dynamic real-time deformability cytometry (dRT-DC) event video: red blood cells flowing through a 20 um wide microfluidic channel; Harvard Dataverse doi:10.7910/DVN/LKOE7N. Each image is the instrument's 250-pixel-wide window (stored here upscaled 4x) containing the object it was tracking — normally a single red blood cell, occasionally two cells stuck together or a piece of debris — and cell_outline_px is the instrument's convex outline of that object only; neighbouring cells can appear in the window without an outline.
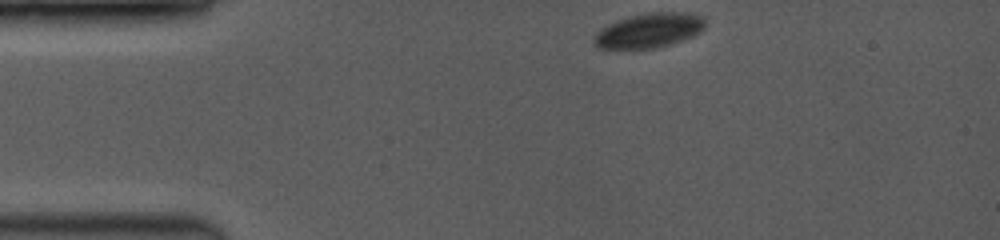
{"species": "common noctule bat (a hibernating species)", "species_latin": "Nyctalus noctula", "temperature_condition": "room temperature", "stored_images_in_passage": 3, "camera_frame_rate_fps": 3500, "um_per_image_px": 0.085, "animal": {"sex": "female", "body_mass_g": 19.0, "forearm_length_mm": 53.3}, "frame": {"image": 1, "passage_image": 1, "time_ms": 0.0, "image_size_px": [1000, 240], "cell_outline_px": [[704, 28], [700, 32], [692, 36], [672, 44], [656, 48], [596, 48], [596, 36], [604, 28], [620, 20], [632, 16], [652, 12], [664, 12], [700, 16], [704, 20]], "centroid_in_image_um": [55.22, 2.61], "position_along_channel_um": 29.8, "area_um2": 21.33}}